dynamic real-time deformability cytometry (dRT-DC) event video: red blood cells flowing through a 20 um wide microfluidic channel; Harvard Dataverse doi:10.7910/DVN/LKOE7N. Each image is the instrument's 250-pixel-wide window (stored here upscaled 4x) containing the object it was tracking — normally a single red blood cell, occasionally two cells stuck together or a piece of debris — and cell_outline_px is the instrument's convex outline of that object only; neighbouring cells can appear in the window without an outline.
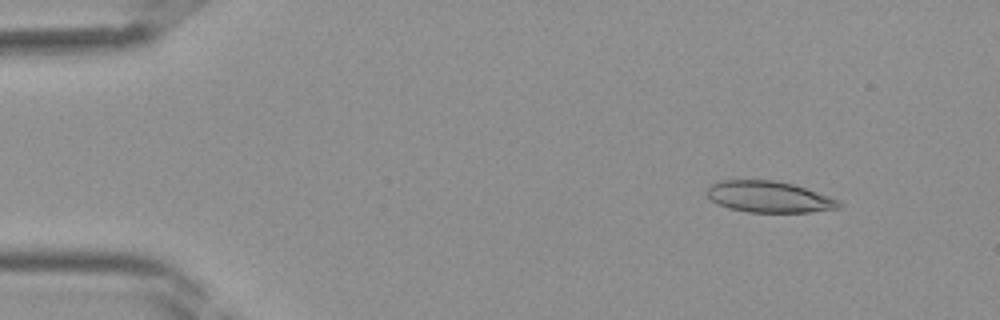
{"species": "Egyptian fruit bat (a non-hibernating species)", "species_latin": "Rousettus aegyptiacus", "temperature_condition": "room temperature", "stored_images_in_passage": 41, "segment_of_instrument_passage": [1, 2], "camera_frame_rate_fps": 3000, "um_per_image_px": 0.085, "frame": {"image": 1, "passage_image": 5, "time_ms": 1.333, "image_size_px": [1000, 320], "cell_outline_px": [[844, 204], [840, 208], [808, 212], [748, 212], [728, 208], [716, 204], [704, 192], [716, 180], [772, 180], [792, 184], [840, 200]], "centroid_in_image_um": [65.33, 16.73], "position_along_channel_um": 19.7, "area_um2": 24.1}}
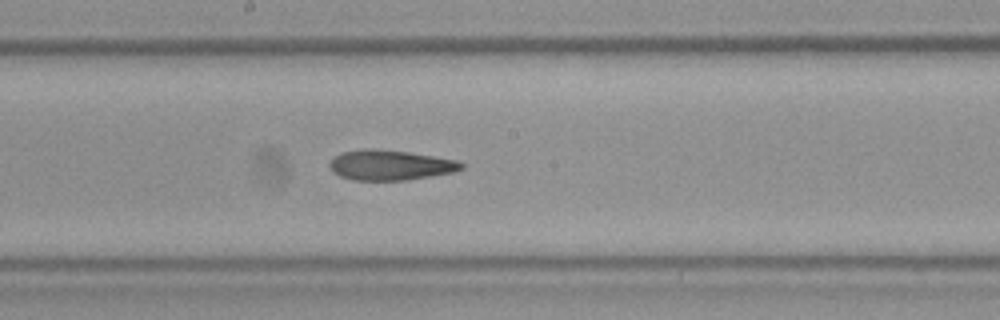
{"frame": {"image": 2, "passage_image": 22, "time_ms": 7.0, "image_size_px": [1000, 320], "cell_outline_px": [[464, 168], [456, 172], [408, 180], [352, 180], [340, 176], [332, 172], [328, 164], [336, 156], [344, 152], [408, 152], [460, 160], [464, 164]], "centroid_in_image_um": [33.29, 14.09], "position_along_channel_um": 214.9, "area_um2": 22.31}}
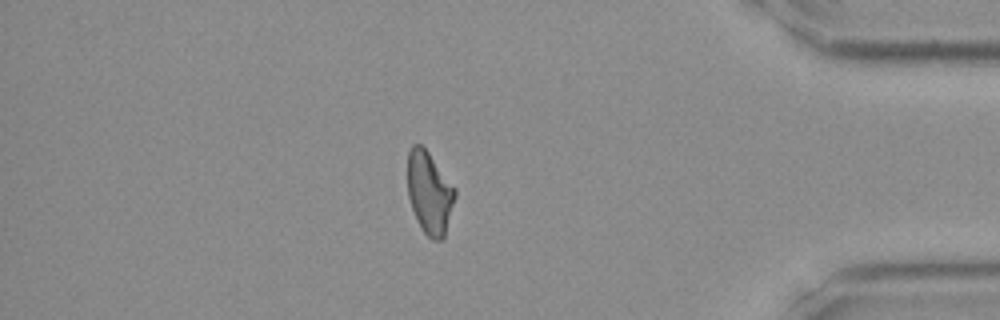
{"frame": {"image": 3, "passage_image": 35, "time_ms": 11.333, "image_size_px": [1000, 320], "cell_outline_px": [[456, 196], [444, 240], [432, 240], [424, 232], [416, 220], [408, 196], [408, 152], [412, 144], [420, 144], [428, 152], [456, 188]], "centroid_in_image_um": [36.52, 16.41], "position_along_channel_um": 398.7, "area_um2": 22.89}}